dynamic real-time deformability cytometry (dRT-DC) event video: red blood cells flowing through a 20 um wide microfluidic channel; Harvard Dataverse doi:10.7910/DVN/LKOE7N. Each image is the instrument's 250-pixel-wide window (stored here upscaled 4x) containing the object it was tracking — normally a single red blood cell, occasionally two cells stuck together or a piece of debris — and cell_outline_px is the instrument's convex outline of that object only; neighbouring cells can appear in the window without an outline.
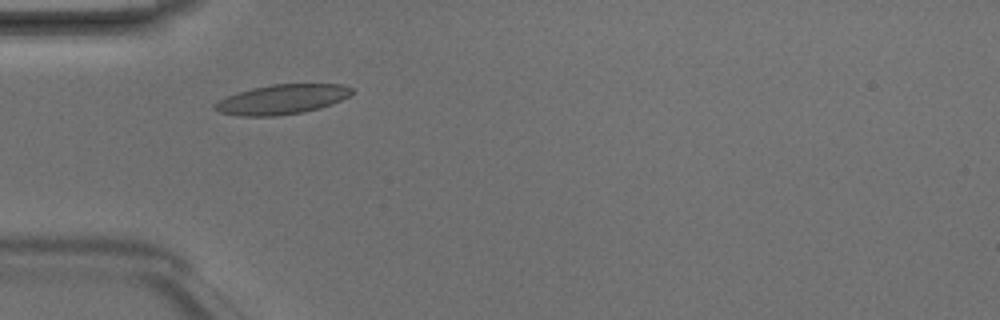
{"species": "Egyptian fruit bat (a non-hibernating species)", "species_latin": "Rousettus aegyptiacus", "temperature_condition": "room temperature", "stored_images_in_passage": 3, "camera_frame_rate_fps": 3000, "um_per_image_px": 0.085, "animal": {"sex": "male"}, "frame": {"image": 1, "passage_image": 3, "time_ms": 0.667, "image_size_px": [1000, 320], "cell_outline_px": [[352, 92], [348, 96], [332, 104], [320, 108], [304, 112], [276, 116], [240, 116], [220, 112], [212, 108], [212, 104], [228, 96], [252, 88], [272, 84], [340, 84], [352, 88]], "centroid_in_image_um": [23.95, 8.45], "position_along_channel_um": 61.0, "area_um2": 23.58}}